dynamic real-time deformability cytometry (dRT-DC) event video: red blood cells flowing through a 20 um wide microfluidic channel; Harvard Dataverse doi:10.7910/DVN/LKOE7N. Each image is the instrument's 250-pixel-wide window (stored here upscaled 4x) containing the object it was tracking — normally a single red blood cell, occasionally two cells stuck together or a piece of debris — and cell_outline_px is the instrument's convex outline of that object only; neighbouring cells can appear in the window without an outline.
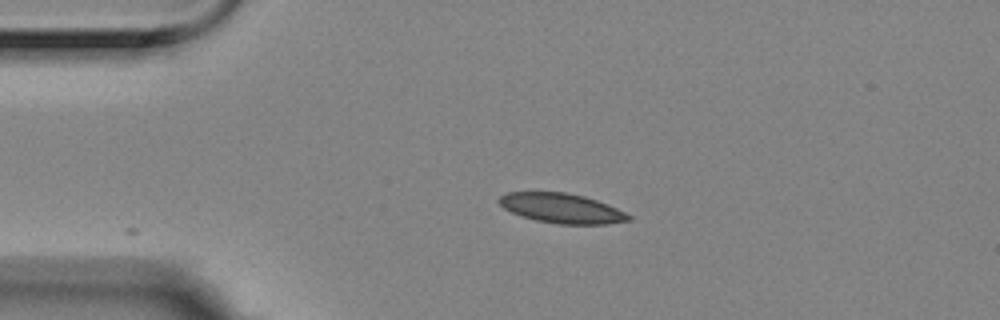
{"species": "Egyptian fruit bat (a non-hibernating species)", "species_latin": "Rousettus aegyptiacus", "temperature_condition": "room temperature", "stored_images_in_passage": 5, "camera_frame_rate_fps": 3000, "um_per_image_px": 0.085, "animal": {"sex": "female"}, "frame": {"image": 1, "passage_image": 1, "time_ms": 0.0, "image_size_px": [1000, 320], "cell_outline_px": [[632, 220], [608, 224], [556, 224], [536, 220], [520, 216], [504, 208], [496, 200], [500, 196], [508, 192], [568, 192], [584, 196], [608, 204], [632, 216]], "centroid_in_image_um": [47.74, 17.7], "position_along_channel_um": 37.3, "area_um2": 22.54}}